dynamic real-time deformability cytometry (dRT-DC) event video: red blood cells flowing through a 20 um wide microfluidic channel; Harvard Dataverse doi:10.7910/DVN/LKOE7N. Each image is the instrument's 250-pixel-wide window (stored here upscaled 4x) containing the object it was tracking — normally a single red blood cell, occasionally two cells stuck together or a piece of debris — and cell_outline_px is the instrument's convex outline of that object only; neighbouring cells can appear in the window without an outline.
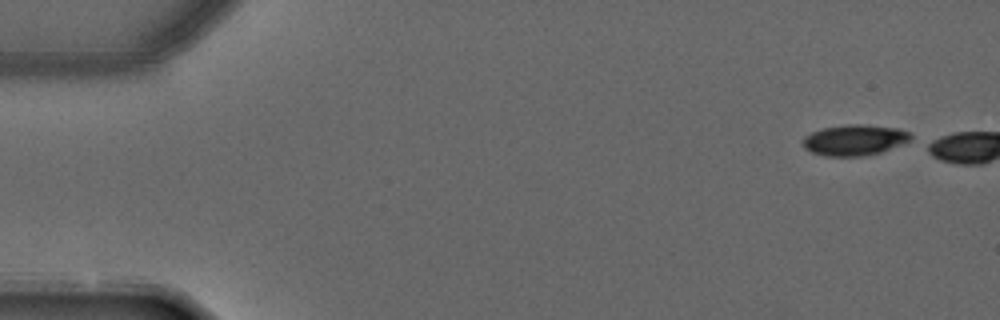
{"species": "common noctule bat (a hibernating species)", "species_latin": "Nyctalus noctula", "temperature_condition": "warm", "stored_images_in_passage": 2, "camera_frame_rate_fps": 3000, "um_per_image_px": 0.085, "animal": {"sex": "male", "forearm_length_mm": 52.5}, "frame": {"image": 1, "passage_image": 1, "time_ms": 0.0, "image_size_px": [1000, 320], "cell_outline_px": [[912, 136], [908, 140], [900, 144], [880, 152], [864, 156], [824, 156], [812, 152], [804, 148], [800, 144], [800, 140], [804, 136], [812, 132], [824, 128], [844, 124], [864, 124], [900, 128], [908, 132]], "centroid_in_image_um": [72.56, 11.89], "position_along_channel_um": 12.4, "area_um2": 19.42}}